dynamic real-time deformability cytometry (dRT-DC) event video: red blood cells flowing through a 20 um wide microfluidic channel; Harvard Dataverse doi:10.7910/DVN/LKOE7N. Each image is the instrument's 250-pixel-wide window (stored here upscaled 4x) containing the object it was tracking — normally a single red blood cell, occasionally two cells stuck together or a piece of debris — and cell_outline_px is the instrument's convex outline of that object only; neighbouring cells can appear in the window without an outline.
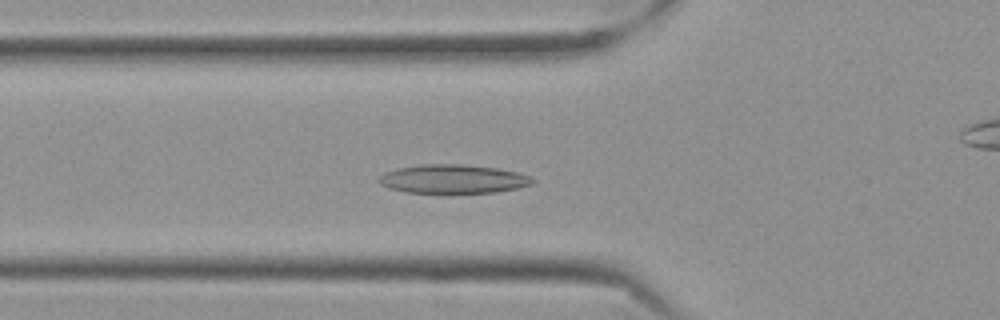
{"species": "Egyptian fruit bat (a non-hibernating species)", "species_latin": "Rousettus aegyptiacus", "temperature_condition": "cold", "stored_images_in_passage": 50, "camera_frame_rate_fps": 3000, "um_per_image_px": 0.085, "frame": {"image": 1, "passage_image": 12, "time_ms": 3.667, "image_size_px": [1000, 320], "cell_outline_px": [[536, 180], [532, 184], [516, 188], [496, 192], [408, 192], [392, 188], [380, 184], [376, 180], [380, 176], [388, 172], [400, 168], [420, 164], [460, 164], [496, 168], [516, 172], [528, 176]], "centroid_in_image_um": [38.52, 15.2], "position_along_channel_um": 87.3, "area_um2": 25.2}}
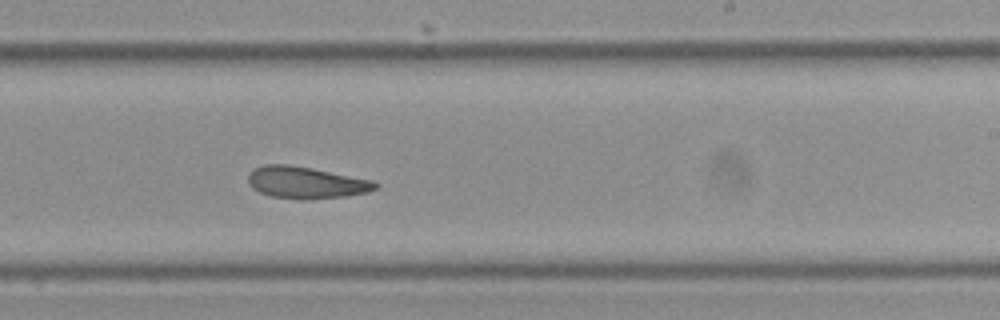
{"frame": {"image": 2, "passage_image": 27, "time_ms": 8.667, "image_size_px": [1000, 320], "cell_outline_px": [[380, 184], [376, 188], [368, 192], [344, 196], [304, 200], [300, 200], [272, 196], [260, 192], [252, 188], [248, 184], [248, 172], [264, 164], [288, 164], [312, 168], [372, 180]], "centroid_in_image_um": [25.98, 15.52], "position_along_channel_um": 263.0, "area_um2": 23.64}}
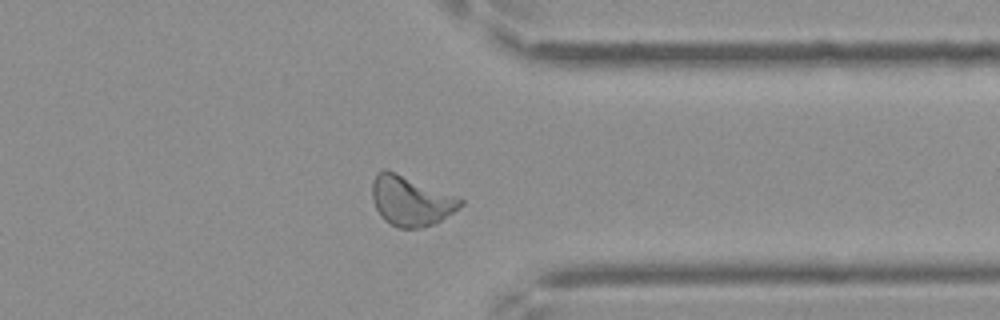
{"frame": {"image": 3, "passage_image": 37, "time_ms": 12.0, "image_size_px": [1000, 320], "cell_outline_px": [[464, 204], [436, 224], [420, 228], [396, 228], [384, 220], [380, 216], [372, 200], [372, 184], [376, 176], [384, 168], [460, 196], [464, 200]], "centroid_in_image_um": [34.96, 17.09], "position_along_channel_um": 376.4, "area_um2": 25.89}, "authors_computed_cell_mechanics": {"area_um2": 24.3916, "velocity_mm_per_s": 3.4994, "shape_relaxation_time_tau1_ms": 9.6432, "shape_relaxation_time_tau2_ms": 6.4993, "deformation_change_tau1": 0.1617, "deformation_change_tau2": 0.1432}}